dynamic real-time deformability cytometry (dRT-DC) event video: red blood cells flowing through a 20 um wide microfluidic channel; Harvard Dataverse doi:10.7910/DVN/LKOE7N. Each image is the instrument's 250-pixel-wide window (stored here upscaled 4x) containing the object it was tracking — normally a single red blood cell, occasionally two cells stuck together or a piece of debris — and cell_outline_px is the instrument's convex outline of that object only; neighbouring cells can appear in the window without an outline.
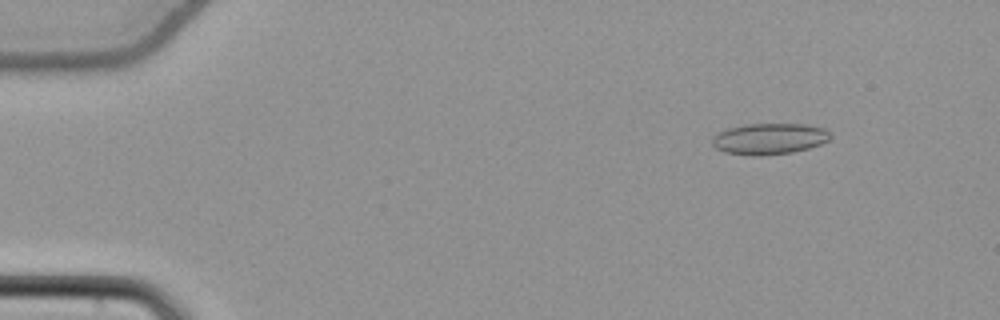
{"species": "common noctule bat (a hibernating species)", "species_latin": "Nyctalus noctula", "temperature_condition": "cold", "stored_images_in_passage": 54, "camera_frame_rate_fps": 3000, "um_per_image_px": 0.085, "animal": {"sex": "female", "body_mass_g": 22.7, "forearm_length_mm": 54.2}, "frame": {"image": 1, "passage_image": 7, "time_ms": 2.0, "image_size_px": [1000, 320], "cell_outline_px": [[832, 136], [828, 140], [820, 144], [808, 148], [792, 152], [760, 156], [752, 156], [724, 152], [716, 148], [712, 144], [712, 140], [720, 132], [728, 128], [744, 124], [804, 124], [824, 128], [832, 132]], "centroid_in_image_um": [65.42, 11.8], "position_along_channel_um": 19.6, "area_um2": 21.44}}
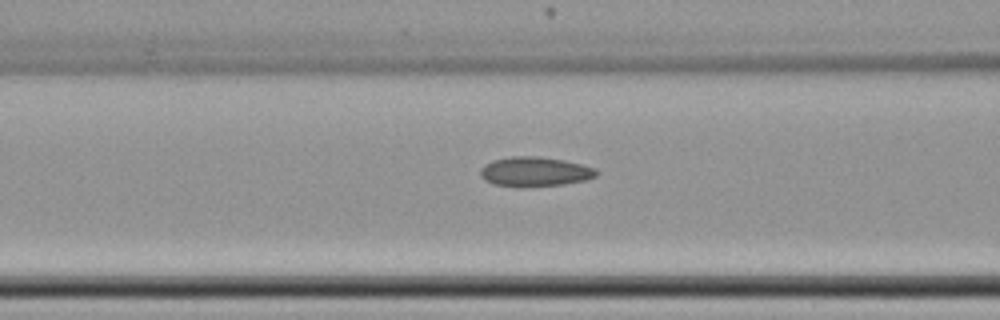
{"frame": {"image": 2, "passage_image": 23, "time_ms": 7.333, "image_size_px": [1000, 320], "cell_outline_px": [[600, 172], [596, 176], [588, 180], [564, 184], [496, 184], [484, 180], [480, 176], [480, 168], [484, 164], [492, 160], [512, 156], [536, 156], [564, 160], [596, 168]], "centroid_in_image_um": [45.5, 14.54], "position_along_channel_um": 121.1, "area_um2": 19.36}}
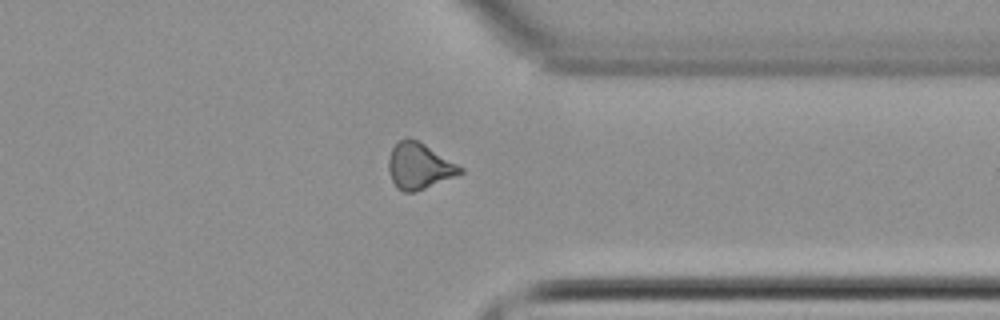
{"frame": {"image": 3, "passage_image": 43, "time_ms": 14.0, "image_size_px": [1000, 320], "cell_outline_px": [[464, 172], [456, 176], [424, 188], [412, 192], [404, 192], [396, 188], [388, 172], [388, 160], [392, 148], [400, 140], [408, 136], [424, 144], [464, 168]], "centroid_in_image_um": [35.61, 14.11], "position_along_channel_um": 375.8, "area_um2": 19.07}}